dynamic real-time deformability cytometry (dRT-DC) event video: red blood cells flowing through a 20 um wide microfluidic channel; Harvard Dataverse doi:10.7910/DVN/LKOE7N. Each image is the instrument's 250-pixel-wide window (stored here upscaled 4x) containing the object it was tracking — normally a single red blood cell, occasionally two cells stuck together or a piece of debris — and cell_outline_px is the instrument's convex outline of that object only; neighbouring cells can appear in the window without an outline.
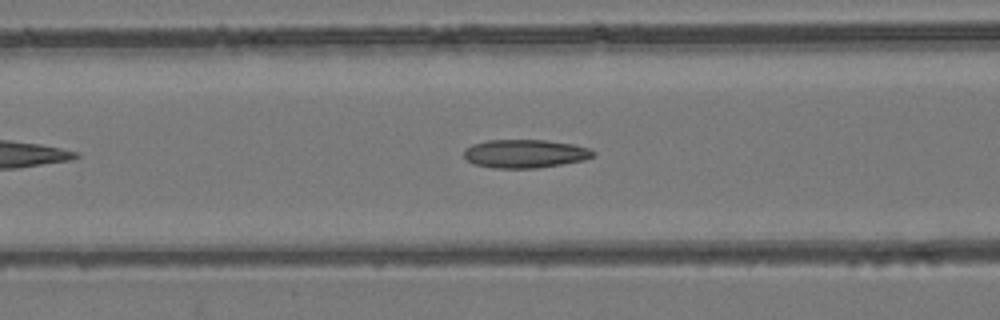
{"species": "common noctule bat (a hibernating species)", "species_latin": "Nyctalus noctula", "temperature_condition": "room temperature", "stored_images_in_passage": 19, "camera_frame_rate_fps": 3000, "um_per_image_px": 0.085, "animal": {"sex": "female", "body_mass_g": 24.6, "forearm_length_mm": 56.2}, "frame": {"image": 1, "passage_image": 11, "time_ms": 3.333, "image_size_px": [1000, 320], "cell_outline_px": [[596, 152], [592, 156], [584, 160], [536, 168], [492, 168], [476, 164], [468, 160], [464, 156], [464, 148], [472, 144], [488, 140], [544, 140], [572, 144], [588, 148]], "centroid_in_image_um": [44.6, 13.06], "position_along_channel_um": 122.0, "area_um2": 21.21}}
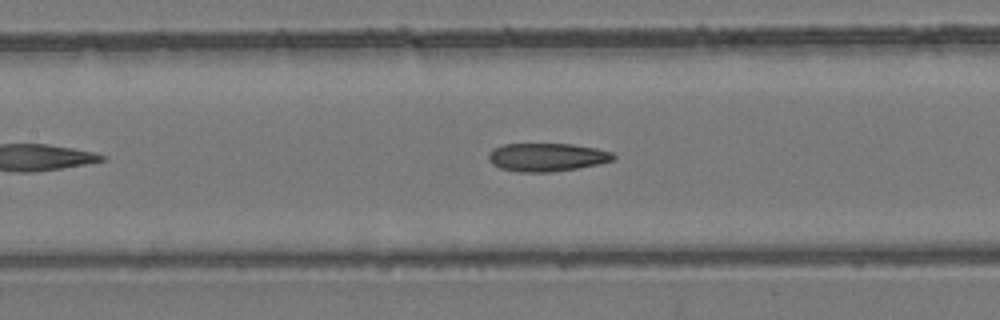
{"frame": {"image": 2, "passage_image": 14, "time_ms": 4.333, "image_size_px": [1000, 320], "cell_outline_px": [[616, 156], [612, 160], [596, 164], [576, 168], [552, 172], [520, 172], [500, 168], [492, 164], [488, 160], [488, 152], [492, 148], [504, 144], [572, 144], [596, 148], [612, 152]], "centroid_in_image_um": [46.43, 13.35], "position_along_channel_um": 161.0, "area_um2": 20.52}}
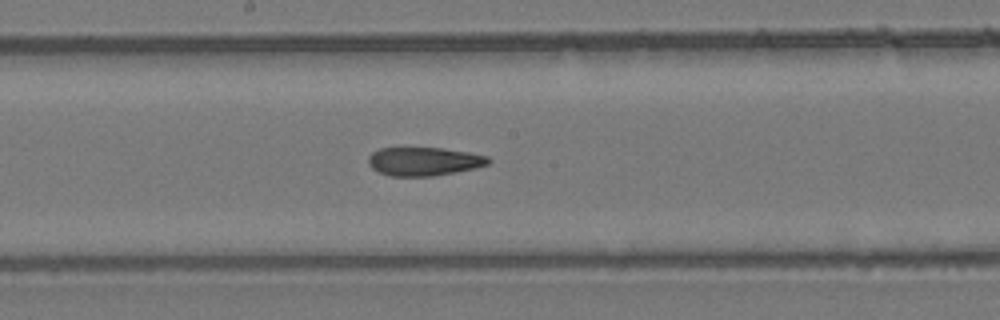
{"frame": {"image": 3, "passage_image": 18, "time_ms": 5.667, "image_size_px": [1000, 320], "cell_outline_px": [[492, 160], [488, 164], [476, 168], [456, 172], [432, 176], [388, 176], [372, 168], [368, 164], [368, 156], [372, 152], [380, 148], [440, 148], [468, 152], [488, 156]], "centroid_in_image_um": [36.04, 13.72], "position_along_channel_um": 212.2, "area_um2": 20.0}}